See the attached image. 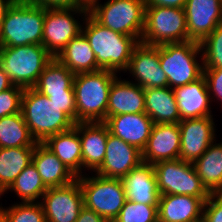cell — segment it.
I'll list each match as a JSON object with an SVG mask.
<instances>
[{
	"label": "cell",
	"instance_id": "cell-1",
	"mask_svg": "<svg viewBox=\"0 0 222 222\" xmlns=\"http://www.w3.org/2000/svg\"><path fill=\"white\" fill-rule=\"evenodd\" d=\"M82 33L89 41L97 65L102 70L116 73L128 68L134 47L139 43L134 37L112 31L102 26L89 13L83 17Z\"/></svg>",
	"mask_w": 222,
	"mask_h": 222
},
{
	"label": "cell",
	"instance_id": "cell-2",
	"mask_svg": "<svg viewBox=\"0 0 222 222\" xmlns=\"http://www.w3.org/2000/svg\"><path fill=\"white\" fill-rule=\"evenodd\" d=\"M116 75L111 70L75 74L76 123L104 122L107 119L109 90Z\"/></svg>",
	"mask_w": 222,
	"mask_h": 222
},
{
	"label": "cell",
	"instance_id": "cell-3",
	"mask_svg": "<svg viewBox=\"0 0 222 222\" xmlns=\"http://www.w3.org/2000/svg\"><path fill=\"white\" fill-rule=\"evenodd\" d=\"M21 113L31 136L38 143L51 135L67 131L76 124L59 106L34 88L24 89Z\"/></svg>",
	"mask_w": 222,
	"mask_h": 222
},
{
	"label": "cell",
	"instance_id": "cell-4",
	"mask_svg": "<svg viewBox=\"0 0 222 222\" xmlns=\"http://www.w3.org/2000/svg\"><path fill=\"white\" fill-rule=\"evenodd\" d=\"M45 7L14 1L0 26V47L42 45Z\"/></svg>",
	"mask_w": 222,
	"mask_h": 222
},
{
	"label": "cell",
	"instance_id": "cell-5",
	"mask_svg": "<svg viewBox=\"0 0 222 222\" xmlns=\"http://www.w3.org/2000/svg\"><path fill=\"white\" fill-rule=\"evenodd\" d=\"M53 56L43 45L0 47V65L13 85L33 88Z\"/></svg>",
	"mask_w": 222,
	"mask_h": 222
},
{
	"label": "cell",
	"instance_id": "cell-6",
	"mask_svg": "<svg viewBox=\"0 0 222 222\" xmlns=\"http://www.w3.org/2000/svg\"><path fill=\"white\" fill-rule=\"evenodd\" d=\"M201 53L200 43L194 40L159 45L160 66L171 89L194 82L203 76V62L198 63L196 59L197 55L202 56Z\"/></svg>",
	"mask_w": 222,
	"mask_h": 222
},
{
	"label": "cell",
	"instance_id": "cell-7",
	"mask_svg": "<svg viewBox=\"0 0 222 222\" xmlns=\"http://www.w3.org/2000/svg\"><path fill=\"white\" fill-rule=\"evenodd\" d=\"M89 14L102 26L140 42L144 29V0H108L103 5L97 2L89 9Z\"/></svg>",
	"mask_w": 222,
	"mask_h": 222
},
{
	"label": "cell",
	"instance_id": "cell-8",
	"mask_svg": "<svg viewBox=\"0 0 222 222\" xmlns=\"http://www.w3.org/2000/svg\"><path fill=\"white\" fill-rule=\"evenodd\" d=\"M184 8L145 6L144 29L140 42L147 45L187 42Z\"/></svg>",
	"mask_w": 222,
	"mask_h": 222
},
{
	"label": "cell",
	"instance_id": "cell-9",
	"mask_svg": "<svg viewBox=\"0 0 222 222\" xmlns=\"http://www.w3.org/2000/svg\"><path fill=\"white\" fill-rule=\"evenodd\" d=\"M95 175L77 177L82 190L84 207L113 222L126 201L122 180Z\"/></svg>",
	"mask_w": 222,
	"mask_h": 222
},
{
	"label": "cell",
	"instance_id": "cell-10",
	"mask_svg": "<svg viewBox=\"0 0 222 222\" xmlns=\"http://www.w3.org/2000/svg\"><path fill=\"white\" fill-rule=\"evenodd\" d=\"M160 195H191L209 198L211 193L202 184L191 162L180 158L154 165Z\"/></svg>",
	"mask_w": 222,
	"mask_h": 222
},
{
	"label": "cell",
	"instance_id": "cell-11",
	"mask_svg": "<svg viewBox=\"0 0 222 222\" xmlns=\"http://www.w3.org/2000/svg\"><path fill=\"white\" fill-rule=\"evenodd\" d=\"M76 13L85 17L89 9L85 7L45 8L42 45L54 58L72 38L82 32V25L74 17Z\"/></svg>",
	"mask_w": 222,
	"mask_h": 222
},
{
	"label": "cell",
	"instance_id": "cell-12",
	"mask_svg": "<svg viewBox=\"0 0 222 222\" xmlns=\"http://www.w3.org/2000/svg\"><path fill=\"white\" fill-rule=\"evenodd\" d=\"M41 205L46 222H76L84 207L79 181L69 185L48 188L42 196Z\"/></svg>",
	"mask_w": 222,
	"mask_h": 222
},
{
	"label": "cell",
	"instance_id": "cell-13",
	"mask_svg": "<svg viewBox=\"0 0 222 222\" xmlns=\"http://www.w3.org/2000/svg\"><path fill=\"white\" fill-rule=\"evenodd\" d=\"M127 71L144 89L168 87L167 76L160 66L159 45L139 42L133 49Z\"/></svg>",
	"mask_w": 222,
	"mask_h": 222
},
{
	"label": "cell",
	"instance_id": "cell-14",
	"mask_svg": "<svg viewBox=\"0 0 222 222\" xmlns=\"http://www.w3.org/2000/svg\"><path fill=\"white\" fill-rule=\"evenodd\" d=\"M178 125L181 135L179 158L193 163L216 140L213 117L183 119Z\"/></svg>",
	"mask_w": 222,
	"mask_h": 222
},
{
	"label": "cell",
	"instance_id": "cell-15",
	"mask_svg": "<svg viewBox=\"0 0 222 222\" xmlns=\"http://www.w3.org/2000/svg\"><path fill=\"white\" fill-rule=\"evenodd\" d=\"M141 163L140 150L109 133L104 161L95 173L105 178L122 179Z\"/></svg>",
	"mask_w": 222,
	"mask_h": 222
},
{
	"label": "cell",
	"instance_id": "cell-16",
	"mask_svg": "<svg viewBox=\"0 0 222 222\" xmlns=\"http://www.w3.org/2000/svg\"><path fill=\"white\" fill-rule=\"evenodd\" d=\"M184 10L189 40L200 43L222 24V0H187Z\"/></svg>",
	"mask_w": 222,
	"mask_h": 222
},
{
	"label": "cell",
	"instance_id": "cell-17",
	"mask_svg": "<svg viewBox=\"0 0 222 222\" xmlns=\"http://www.w3.org/2000/svg\"><path fill=\"white\" fill-rule=\"evenodd\" d=\"M180 144L178 123L153 124L147 145L142 151V162L154 165L161 161L179 159Z\"/></svg>",
	"mask_w": 222,
	"mask_h": 222
},
{
	"label": "cell",
	"instance_id": "cell-18",
	"mask_svg": "<svg viewBox=\"0 0 222 222\" xmlns=\"http://www.w3.org/2000/svg\"><path fill=\"white\" fill-rule=\"evenodd\" d=\"M104 123L113 136L121 138L141 152L147 145L153 126L152 119L146 113L110 116Z\"/></svg>",
	"mask_w": 222,
	"mask_h": 222
},
{
	"label": "cell",
	"instance_id": "cell-19",
	"mask_svg": "<svg viewBox=\"0 0 222 222\" xmlns=\"http://www.w3.org/2000/svg\"><path fill=\"white\" fill-rule=\"evenodd\" d=\"M74 127L80 137L82 167L95 172L104 161L108 126L104 122H78Z\"/></svg>",
	"mask_w": 222,
	"mask_h": 222
},
{
	"label": "cell",
	"instance_id": "cell-20",
	"mask_svg": "<svg viewBox=\"0 0 222 222\" xmlns=\"http://www.w3.org/2000/svg\"><path fill=\"white\" fill-rule=\"evenodd\" d=\"M126 200L158 206L160 193L152 164L141 163L122 179Z\"/></svg>",
	"mask_w": 222,
	"mask_h": 222
},
{
	"label": "cell",
	"instance_id": "cell-21",
	"mask_svg": "<svg viewBox=\"0 0 222 222\" xmlns=\"http://www.w3.org/2000/svg\"><path fill=\"white\" fill-rule=\"evenodd\" d=\"M173 91L180 114V121L212 116L210 102L214 96L210 98L204 76L184 86L176 87Z\"/></svg>",
	"mask_w": 222,
	"mask_h": 222
},
{
	"label": "cell",
	"instance_id": "cell-22",
	"mask_svg": "<svg viewBox=\"0 0 222 222\" xmlns=\"http://www.w3.org/2000/svg\"><path fill=\"white\" fill-rule=\"evenodd\" d=\"M207 199L191 195H160L158 222H196L202 219Z\"/></svg>",
	"mask_w": 222,
	"mask_h": 222
},
{
	"label": "cell",
	"instance_id": "cell-23",
	"mask_svg": "<svg viewBox=\"0 0 222 222\" xmlns=\"http://www.w3.org/2000/svg\"><path fill=\"white\" fill-rule=\"evenodd\" d=\"M136 113H145L144 88L117 77L109 90L107 118Z\"/></svg>",
	"mask_w": 222,
	"mask_h": 222
},
{
	"label": "cell",
	"instance_id": "cell-24",
	"mask_svg": "<svg viewBox=\"0 0 222 222\" xmlns=\"http://www.w3.org/2000/svg\"><path fill=\"white\" fill-rule=\"evenodd\" d=\"M32 163L47 188L62 187L74 182L77 177L42 143H37Z\"/></svg>",
	"mask_w": 222,
	"mask_h": 222
},
{
	"label": "cell",
	"instance_id": "cell-25",
	"mask_svg": "<svg viewBox=\"0 0 222 222\" xmlns=\"http://www.w3.org/2000/svg\"><path fill=\"white\" fill-rule=\"evenodd\" d=\"M42 144L54 153L76 177L82 175L81 142L75 127L47 137Z\"/></svg>",
	"mask_w": 222,
	"mask_h": 222
},
{
	"label": "cell",
	"instance_id": "cell-26",
	"mask_svg": "<svg viewBox=\"0 0 222 222\" xmlns=\"http://www.w3.org/2000/svg\"><path fill=\"white\" fill-rule=\"evenodd\" d=\"M145 113L152 119L153 124L179 123L180 114L173 89L165 88L144 89Z\"/></svg>",
	"mask_w": 222,
	"mask_h": 222
},
{
	"label": "cell",
	"instance_id": "cell-27",
	"mask_svg": "<svg viewBox=\"0 0 222 222\" xmlns=\"http://www.w3.org/2000/svg\"><path fill=\"white\" fill-rule=\"evenodd\" d=\"M56 59L74 74L102 70L97 65L96 56L82 32L67 43Z\"/></svg>",
	"mask_w": 222,
	"mask_h": 222
},
{
	"label": "cell",
	"instance_id": "cell-28",
	"mask_svg": "<svg viewBox=\"0 0 222 222\" xmlns=\"http://www.w3.org/2000/svg\"><path fill=\"white\" fill-rule=\"evenodd\" d=\"M192 164L202 184L211 194L222 193V142H213Z\"/></svg>",
	"mask_w": 222,
	"mask_h": 222
},
{
	"label": "cell",
	"instance_id": "cell-29",
	"mask_svg": "<svg viewBox=\"0 0 222 222\" xmlns=\"http://www.w3.org/2000/svg\"><path fill=\"white\" fill-rule=\"evenodd\" d=\"M35 147L0 148V196L14 183L16 177L32 163Z\"/></svg>",
	"mask_w": 222,
	"mask_h": 222
},
{
	"label": "cell",
	"instance_id": "cell-30",
	"mask_svg": "<svg viewBox=\"0 0 222 222\" xmlns=\"http://www.w3.org/2000/svg\"><path fill=\"white\" fill-rule=\"evenodd\" d=\"M74 76L75 74L66 66L53 58L43 70L33 88L45 96L58 93H74Z\"/></svg>",
	"mask_w": 222,
	"mask_h": 222
},
{
	"label": "cell",
	"instance_id": "cell-31",
	"mask_svg": "<svg viewBox=\"0 0 222 222\" xmlns=\"http://www.w3.org/2000/svg\"><path fill=\"white\" fill-rule=\"evenodd\" d=\"M37 143L21 112L0 118V148L35 147Z\"/></svg>",
	"mask_w": 222,
	"mask_h": 222
},
{
	"label": "cell",
	"instance_id": "cell-32",
	"mask_svg": "<svg viewBox=\"0 0 222 222\" xmlns=\"http://www.w3.org/2000/svg\"><path fill=\"white\" fill-rule=\"evenodd\" d=\"M42 178L40 177L36 167L30 163L15 179L14 183L7 191H14L25 203L39 202L47 191Z\"/></svg>",
	"mask_w": 222,
	"mask_h": 222
},
{
	"label": "cell",
	"instance_id": "cell-33",
	"mask_svg": "<svg viewBox=\"0 0 222 222\" xmlns=\"http://www.w3.org/2000/svg\"><path fill=\"white\" fill-rule=\"evenodd\" d=\"M201 61L204 70H214L222 68V24L218 25L201 42Z\"/></svg>",
	"mask_w": 222,
	"mask_h": 222
},
{
	"label": "cell",
	"instance_id": "cell-34",
	"mask_svg": "<svg viewBox=\"0 0 222 222\" xmlns=\"http://www.w3.org/2000/svg\"><path fill=\"white\" fill-rule=\"evenodd\" d=\"M158 206L126 200L113 222H158Z\"/></svg>",
	"mask_w": 222,
	"mask_h": 222
},
{
	"label": "cell",
	"instance_id": "cell-35",
	"mask_svg": "<svg viewBox=\"0 0 222 222\" xmlns=\"http://www.w3.org/2000/svg\"><path fill=\"white\" fill-rule=\"evenodd\" d=\"M8 222H46L40 202H21L5 208Z\"/></svg>",
	"mask_w": 222,
	"mask_h": 222
},
{
	"label": "cell",
	"instance_id": "cell-36",
	"mask_svg": "<svg viewBox=\"0 0 222 222\" xmlns=\"http://www.w3.org/2000/svg\"><path fill=\"white\" fill-rule=\"evenodd\" d=\"M24 88L13 85L0 92V118L21 112Z\"/></svg>",
	"mask_w": 222,
	"mask_h": 222
},
{
	"label": "cell",
	"instance_id": "cell-37",
	"mask_svg": "<svg viewBox=\"0 0 222 222\" xmlns=\"http://www.w3.org/2000/svg\"><path fill=\"white\" fill-rule=\"evenodd\" d=\"M202 219L204 222H222V193L211 194L204 202Z\"/></svg>",
	"mask_w": 222,
	"mask_h": 222
},
{
	"label": "cell",
	"instance_id": "cell-38",
	"mask_svg": "<svg viewBox=\"0 0 222 222\" xmlns=\"http://www.w3.org/2000/svg\"><path fill=\"white\" fill-rule=\"evenodd\" d=\"M47 97L76 123V101L74 93L51 94V96Z\"/></svg>",
	"mask_w": 222,
	"mask_h": 222
},
{
	"label": "cell",
	"instance_id": "cell-39",
	"mask_svg": "<svg viewBox=\"0 0 222 222\" xmlns=\"http://www.w3.org/2000/svg\"><path fill=\"white\" fill-rule=\"evenodd\" d=\"M203 76L206 79L209 96L212 94L222 102V68L203 70Z\"/></svg>",
	"mask_w": 222,
	"mask_h": 222
},
{
	"label": "cell",
	"instance_id": "cell-40",
	"mask_svg": "<svg viewBox=\"0 0 222 222\" xmlns=\"http://www.w3.org/2000/svg\"><path fill=\"white\" fill-rule=\"evenodd\" d=\"M31 5L42 6L45 8H74L79 6L75 0H21Z\"/></svg>",
	"mask_w": 222,
	"mask_h": 222
},
{
	"label": "cell",
	"instance_id": "cell-41",
	"mask_svg": "<svg viewBox=\"0 0 222 222\" xmlns=\"http://www.w3.org/2000/svg\"><path fill=\"white\" fill-rule=\"evenodd\" d=\"M76 222H109L106 218L101 217L93 210L83 207L79 213Z\"/></svg>",
	"mask_w": 222,
	"mask_h": 222
},
{
	"label": "cell",
	"instance_id": "cell-42",
	"mask_svg": "<svg viewBox=\"0 0 222 222\" xmlns=\"http://www.w3.org/2000/svg\"><path fill=\"white\" fill-rule=\"evenodd\" d=\"M187 0H144L145 6L184 8Z\"/></svg>",
	"mask_w": 222,
	"mask_h": 222
},
{
	"label": "cell",
	"instance_id": "cell-43",
	"mask_svg": "<svg viewBox=\"0 0 222 222\" xmlns=\"http://www.w3.org/2000/svg\"><path fill=\"white\" fill-rule=\"evenodd\" d=\"M13 86V83L10 81L8 75L2 69L0 65V92L5 91Z\"/></svg>",
	"mask_w": 222,
	"mask_h": 222
},
{
	"label": "cell",
	"instance_id": "cell-44",
	"mask_svg": "<svg viewBox=\"0 0 222 222\" xmlns=\"http://www.w3.org/2000/svg\"><path fill=\"white\" fill-rule=\"evenodd\" d=\"M15 0H0V26L5 18L7 10Z\"/></svg>",
	"mask_w": 222,
	"mask_h": 222
},
{
	"label": "cell",
	"instance_id": "cell-45",
	"mask_svg": "<svg viewBox=\"0 0 222 222\" xmlns=\"http://www.w3.org/2000/svg\"><path fill=\"white\" fill-rule=\"evenodd\" d=\"M76 3L79 6L85 7L87 9H90L95 3H97L99 0H75Z\"/></svg>",
	"mask_w": 222,
	"mask_h": 222
},
{
	"label": "cell",
	"instance_id": "cell-46",
	"mask_svg": "<svg viewBox=\"0 0 222 222\" xmlns=\"http://www.w3.org/2000/svg\"><path fill=\"white\" fill-rule=\"evenodd\" d=\"M0 222H8L5 213V208L1 207V205H0Z\"/></svg>",
	"mask_w": 222,
	"mask_h": 222
},
{
	"label": "cell",
	"instance_id": "cell-47",
	"mask_svg": "<svg viewBox=\"0 0 222 222\" xmlns=\"http://www.w3.org/2000/svg\"><path fill=\"white\" fill-rule=\"evenodd\" d=\"M196 222H204V221H203V219H200V220H198V221H196Z\"/></svg>",
	"mask_w": 222,
	"mask_h": 222
}]
</instances>
